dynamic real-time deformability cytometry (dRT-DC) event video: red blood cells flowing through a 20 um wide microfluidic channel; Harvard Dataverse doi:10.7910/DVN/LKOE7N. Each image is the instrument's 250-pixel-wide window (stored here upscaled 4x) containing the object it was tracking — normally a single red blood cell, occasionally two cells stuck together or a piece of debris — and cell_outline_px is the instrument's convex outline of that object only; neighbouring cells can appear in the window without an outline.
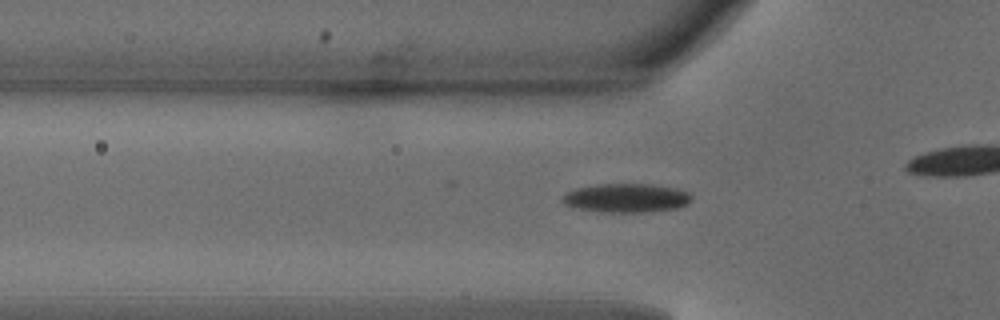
{"species": "common noctule bat (a hibernating species)", "species_latin": "Nyctalus noctula", "temperature_condition": "warm", "stored_images_in_passage": 31, "camera_frame_rate_fps": 3000, "um_per_image_px": 0.085, "animal": {"sex": "male", "body_mass_g": 18.8}, "frame": {"image": 1, "passage_image": 8, "time_ms": 2.333, "image_size_px": [1000, 320], "cell_outline_px": [[692, 200], [688, 204], [676, 208], [644, 212], [604, 212], [576, 208], [564, 204], [560, 200], [564, 192], [576, 188], [596, 184], [652, 184], [676, 188], [688, 192], [692, 196]], "centroid_in_image_um": [53.21, 16.82], "position_along_channel_um": 72.6, "area_um2": 21.91}}
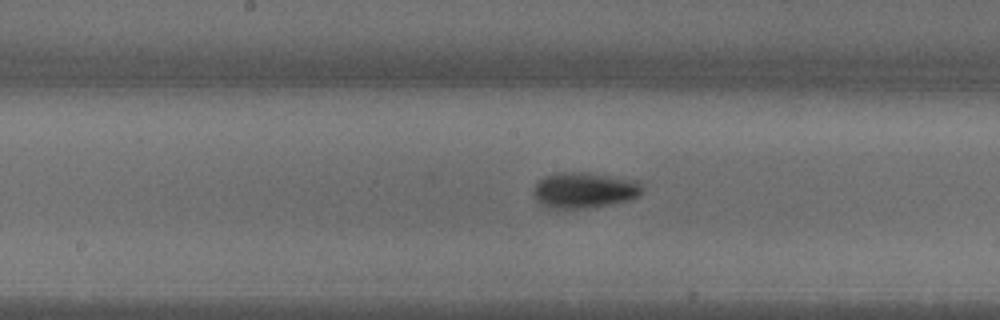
{"frame": {"image": 2, "passage_image": 17, "time_ms": 5.333, "image_size_px": [1000, 320], "cell_outline_px": [[640, 196], [632, 200], [588, 208], [560, 212], [556, 212], [544, 208], [536, 200], [532, 192], [536, 184], [544, 176], [560, 172], [580, 172], [636, 180], [640, 184]], "centroid_in_image_um": [49.56, 16.23], "position_along_channel_um": 198.6, "area_um2": 23.29}}
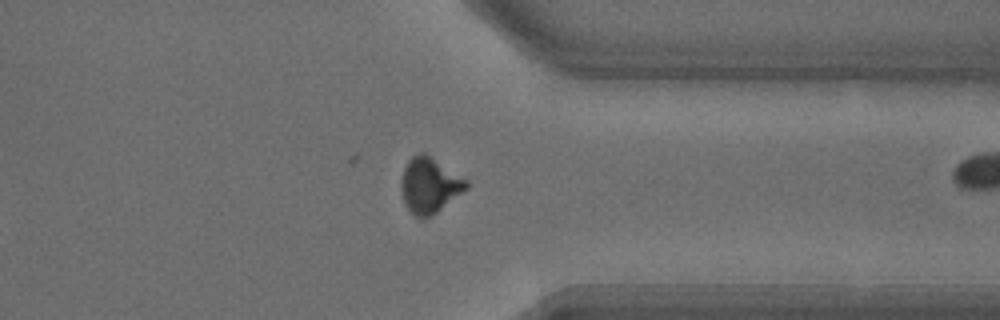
{"frame": {"image": 3, "passage_image": 30, "time_ms": 9.667, "image_size_px": [1000, 320], "cell_outline_px": [[468, 188], [432, 216], [424, 220], [420, 220], [408, 208], [404, 200], [400, 188], [400, 184], [404, 168], [408, 160], [412, 156], [420, 152], [424, 152], [468, 180]], "centroid_in_image_um": [36.51, 15.76], "position_along_channel_um": 374.9, "area_um2": 21.1}}